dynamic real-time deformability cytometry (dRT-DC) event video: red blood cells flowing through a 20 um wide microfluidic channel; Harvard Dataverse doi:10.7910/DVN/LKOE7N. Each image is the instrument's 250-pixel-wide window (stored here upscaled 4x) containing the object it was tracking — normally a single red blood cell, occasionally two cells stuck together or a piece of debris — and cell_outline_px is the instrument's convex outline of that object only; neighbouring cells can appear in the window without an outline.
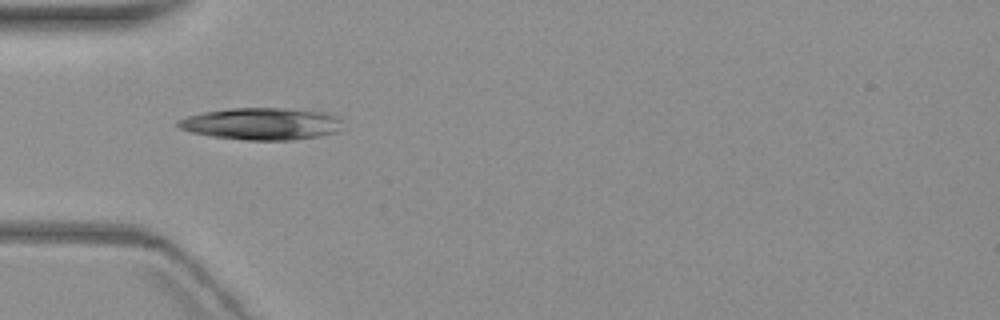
{"species": "common noctule bat (a hibernating species)", "species_latin": "Nyctalus noctula", "temperature_condition": "warm", "stored_images_in_passage": 6, "camera_frame_rate_fps": 3000, "um_per_image_px": 0.085, "animal": {"sex": "female", "body_mass_g": 19.3, "forearm_length_mm": 54.1}, "frame": {"image": 1, "passage_image": 5, "time_ms": 4.667, "image_size_px": [1000, 320], "cell_outline_px": [[340, 120], [336, 132], [320, 136], [292, 140], [248, 140], [212, 136], [192, 132], [180, 128], [176, 124], [176, 120], [188, 116], [204, 112], [228, 108], [284, 108], [324, 112], [336, 116]], "centroid_in_image_um": [22.19, 10.52], "position_along_channel_um": 62.8, "area_um2": 30.46}}
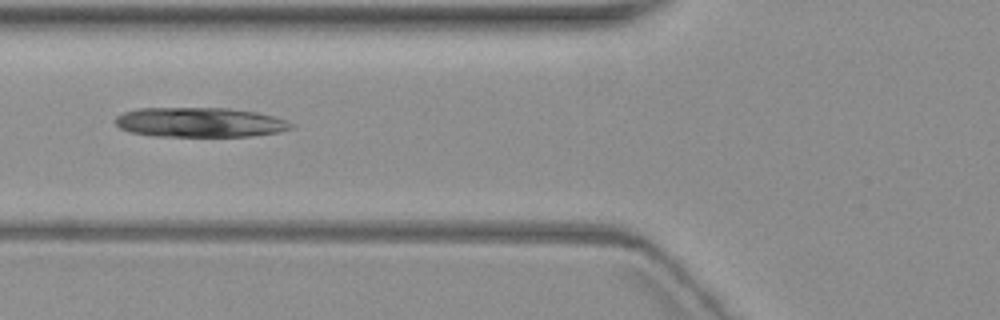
{"frame": {"image": 2, "passage_image": 6, "time_ms": 6.0, "image_size_px": [1000, 320], "cell_outline_px": [[296, 128], [280, 132], [252, 136], [156, 136], [128, 132], [120, 128], [112, 120], [116, 116], [124, 112], [136, 108], [228, 108], [256, 112], [288, 120], [296, 124]], "centroid_in_image_um": [17.01, 10.4], "position_along_channel_um": 108.8, "area_um2": 30.81}}